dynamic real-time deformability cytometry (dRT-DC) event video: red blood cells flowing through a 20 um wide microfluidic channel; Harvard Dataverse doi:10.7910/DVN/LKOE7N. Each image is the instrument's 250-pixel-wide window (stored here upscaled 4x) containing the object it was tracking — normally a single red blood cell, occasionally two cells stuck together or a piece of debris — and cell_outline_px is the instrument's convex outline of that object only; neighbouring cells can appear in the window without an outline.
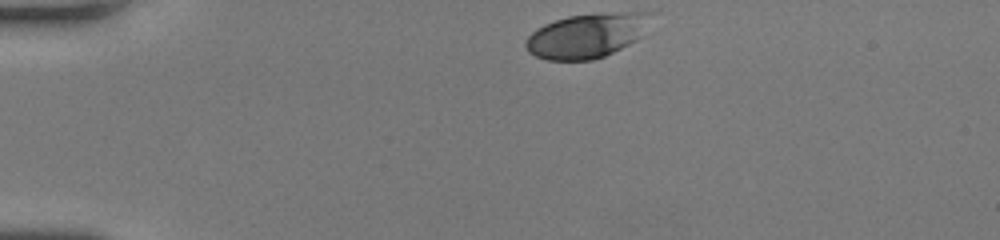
{"species": "human", "species_latin": "Homo sapiens", "temperature_condition": "room temperature", "stored_images_in_passage": 33, "camera_frame_rate_fps": 3000, "um_per_image_px": 0.085, "donor": {"sex": "female"}, "frame": {"image": 1, "passage_image": 1, "time_ms": 0.0, "image_size_px": [1000, 240], "cell_outline_px": [[656, 12], [640, 36], [636, 40], [604, 56], [592, 60], [548, 60], [536, 56], [528, 52], [524, 44], [524, 40], [536, 28], [544, 24], [568, 16], [628, 12]], "centroid_in_image_um": [49.86, 3.02], "position_along_channel_um": 35.1, "area_um2": 32.19}}
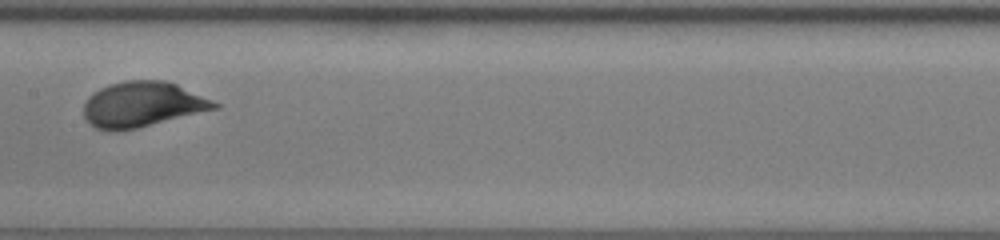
{"frame": {"image": 2, "passage_image": 17, "time_ms": 5.333, "image_size_px": [1000, 240], "cell_outline_px": [[220, 108], [136, 128], [116, 132], [108, 132], [96, 128], [88, 124], [84, 116], [84, 104], [88, 96], [92, 92], [108, 84], [124, 80], [164, 80], [176, 84], [212, 100], [220, 104]], "centroid_in_image_um": [12.06, 8.88], "position_along_channel_um": 195.3, "area_um2": 34.74}}
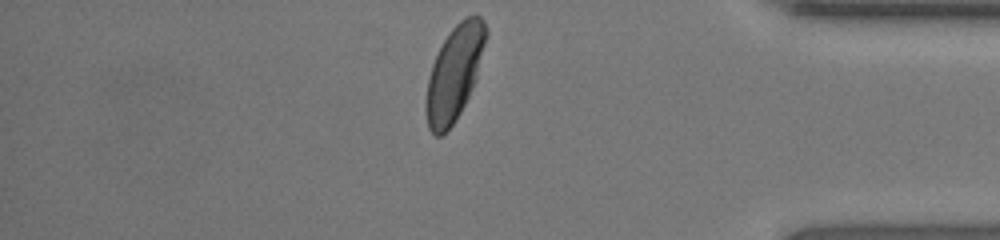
{"frame": {"image": 3, "passage_image": 33, "time_ms": 10.667, "image_size_px": [1000, 240], "cell_outline_px": [[488, 32], [476, 80], [460, 112], [452, 124], [440, 136], [436, 136], [428, 128], [424, 108], [428, 76], [432, 64], [444, 40], [452, 28], [460, 20], [468, 16], [480, 16], [484, 20]], "centroid_in_image_um": [38.61, 6.2], "position_along_channel_um": 396.6, "area_um2": 32.77}, "authors_computed_cell_mechanics": {"area_um2": 33.5818, "velocity_mm_per_s": 4.2216, "shape_relaxation_time_tau1_ms": 1.9771, "shape_relaxation_time_tau2_ms": null, "deformation_change_tau1": 0.1432, "deformation_change_tau2": null}}